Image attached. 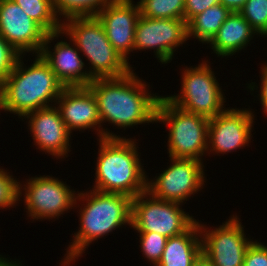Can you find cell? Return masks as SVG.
<instances>
[{"instance_id":"cell-1","label":"cell","mask_w":267,"mask_h":266,"mask_svg":"<svg viewBox=\"0 0 267 266\" xmlns=\"http://www.w3.org/2000/svg\"><path fill=\"white\" fill-rule=\"evenodd\" d=\"M133 71L118 78L94 79L87 86L97 101L101 123L109 121L125 129L137 124L156 122L160 96L149 95L147 85Z\"/></svg>"},{"instance_id":"cell-2","label":"cell","mask_w":267,"mask_h":266,"mask_svg":"<svg viewBox=\"0 0 267 266\" xmlns=\"http://www.w3.org/2000/svg\"><path fill=\"white\" fill-rule=\"evenodd\" d=\"M100 129V149L93 189L125 194L131 198L147 191L148 178L146 180L147 176L142 170L135 140L121 138Z\"/></svg>"},{"instance_id":"cell-3","label":"cell","mask_w":267,"mask_h":266,"mask_svg":"<svg viewBox=\"0 0 267 266\" xmlns=\"http://www.w3.org/2000/svg\"><path fill=\"white\" fill-rule=\"evenodd\" d=\"M20 59L0 85V110L24 117L34 110L50 107L49 102L53 99L56 102L65 87L39 54L26 69Z\"/></svg>"},{"instance_id":"cell-4","label":"cell","mask_w":267,"mask_h":266,"mask_svg":"<svg viewBox=\"0 0 267 266\" xmlns=\"http://www.w3.org/2000/svg\"><path fill=\"white\" fill-rule=\"evenodd\" d=\"M77 195L87 203L83 210L80 208V230L74 235L73 242L68 247L63 265H69L71 261H75V258L85 251L86 246L97 238L126 223L131 226L132 198L130 196L95 189L91 190L90 194L80 192Z\"/></svg>"},{"instance_id":"cell-5","label":"cell","mask_w":267,"mask_h":266,"mask_svg":"<svg viewBox=\"0 0 267 266\" xmlns=\"http://www.w3.org/2000/svg\"><path fill=\"white\" fill-rule=\"evenodd\" d=\"M65 20L66 23H62V33L69 35L73 45L90 61L93 70L88 72L93 79L118 78L132 71L128 61L109 42L97 16Z\"/></svg>"},{"instance_id":"cell-6","label":"cell","mask_w":267,"mask_h":266,"mask_svg":"<svg viewBox=\"0 0 267 266\" xmlns=\"http://www.w3.org/2000/svg\"><path fill=\"white\" fill-rule=\"evenodd\" d=\"M158 121L166 122L170 127L169 157L201 161L204 152L208 151L207 117L186 112L165 97H160L156 110V122Z\"/></svg>"},{"instance_id":"cell-7","label":"cell","mask_w":267,"mask_h":266,"mask_svg":"<svg viewBox=\"0 0 267 266\" xmlns=\"http://www.w3.org/2000/svg\"><path fill=\"white\" fill-rule=\"evenodd\" d=\"M182 74L181 93L178 96L165 97L170 103L186 112L208 119L225 110V99L219 83L205 61L198 67L187 68Z\"/></svg>"},{"instance_id":"cell-8","label":"cell","mask_w":267,"mask_h":266,"mask_svg":"<svg viewBox=\"0 0 267 266\" xmlns=\"http://www.w3.org/2000/svg\"><path fill=\"white\" fill-rule=\"evenodd\" d=\"M179 205L177 202L157 199L147 191L140 193L132 198L131 227L138 232H157L167 238L180 235L196 220Z\"/></svg>"},{"instance_id":"cell-9","label":"cell","mask_w":267,"mask_h":266,"mask_svg":"<svg viewBox=\"0 0 267 266\" xmlns=\"http://www.w3.org/2000/svg\"><path fill=\"white\" fill-rule=\"evenodd\" d=\"M172 165L155 181H147V192L165 201L183 203L204 184L203 164L195 159L170 157Z\"/></svg>"},{"instance_id":"cell-10","label":"cell","mask_w":267,"mask_h":266,"mask_svg":"<svg viewBox=\"0 0 267 266\" xmlns=\"http://www.w3.org/2000/svg\"><path fill=\"white\" fill-rule=\"evenodd\" d=\"M238 219L233 216L211 231H207L199 223L201 236L203 235V238L200 237L202 254L212 266H243L246 251L253 241L245 238L244 228Z\"/></svg>"},{"instance_id":"cell-11","label":"cell","mask_w":267,"mask_h":266,"mask_svg":"<svg viewBox=\"0 0 267 266\" xmlns=\"http://www.w3.org/2000/svg\"><path fill=\"white\" fill-rule=\"evenodd\" d=\"M188 40L187 22L182 19H157L140 15L135 31L134 50L156 49L161 63L172 60L174 49Z\"/></svg>"},{"instance_id":"cell-12","label":"cell","mask_w":267,"mask_h":266,"mask_svg":"<svg viewBox=\"0 0 267 266\" xmlns=\"http://www.w3.org/2000/svg\"><path fill=\"white\" fill-rule=\"evenodd\" d=\"M26 186V188H25ZM57 178L40 176L24 185L25 204L29 217L51 219L60 216L77 203L75 193ZM76 202V203H75Z\"/></svg>"},{"instance_id":"cell-13","label":"cell","mask_w":267,"mask_h":266,"mask_svg":"<svg viewBox=\"0 0 267 266\" xmlns=\"http://www.w3.org/2000/svg\"><path fill=\"white\" fill-rule=\"evenodd\" d=\"M47 34L13 0H0V35L21 55L39 54Z\"/></svg>"},{"instance_id":"cell-14","label":"cell","mask_w":267,"mask_h":266,"mask_svg":"<svg viewBox=\"0 0 267 266\" xmlns=\"http://www.w3.org/2000/svg\"><path fill=\"white\" fill-rule=\"evenodd\" d=\"M253 120L251 111L233 108L210 118L207 150L224 154L245 147L251 139Z\"/></svg>"},{"instance_id":"cell-15","label":"cell","mask_w":267,"mask_h":266,"mask_svg":"<svg viewBox=\"0 0 267 266\" xmlns=\"http://www.w3.org/2000/svg\"><path fill=\"white\" fill-rule=\"evenodd\" d=\"M139 17V5L138 3L134 5L132 0H113L97 15L109 42L126 61L129 60L127 57L129 52L134 50V37Z\"/></svg>"},{"instance_id":"cell-16","label":"cell","mask_w":267,"mask_h":266,"mask_svg":"<svg viewBox=\"0 0 267 266\" xmlns=\"http://www.w3.org/2000/svg\"><path fill=\"white\" fill-rule=\"evenodd\" d=\"M61 33L62 30L47 34L39 55L64 87H87L94 79L88 71L82 70L84 62L79 57L77 47L73 48L70 43L61 41L55 44L53 53L49 51L48 44Z\"/></svg>"},{"instance_id":"cell-17","label":"cell","mask_w":267,"mask_h":266,"mask_svg":"<svg viewBox=\"0 0 267 266\" xmlns=\"http://www.w3.org/2000/svg\"><path fill=\"white\" fill-rule=\"evenodd\" d=\"M25 117L29 119L30 131L38 148L56 157H63L68 153L71 132L56 106L34 110Z\"/></svg>"},{"instance_id":"cell-18","label":"cell","mask_w":267,"mask_h":266,"mask_svg":"<svg viewBox=\"0 0 267 266\" xmlns=\"http://www.w3.org/2000/svg\"><path fill=\"white\" fill-rule=\"evenodd\" d=\"M57 100L61 118L70 132L102 126L97 101L88 87H65Z\"/></svg>"},{"instance_id":"cell-19","label":"cell","mask_w":267,"mask_h":266,"mask_svg":"<svg viewBox=\"0 0 267 266\" xmlns=\"http://www.w3.org/2000/svg\"><path fill=\"white\" fill-rule=\"evenodd\" d=\"M200 236L199 222L196 221L186 232L167 238L156 266H192L202 254Z\"/></svg>"},{"instance_id":"cell-20","label":"cell","mask_w":267,"mask_h":266,"mask_svg":"<svg viewBox=\"0 0 267 266\" xmlns=\"http://www.w3.org/2000/svg\"><path fill=\"white\" fill-rule=\"evenodd\" d=\"M255 33L240 13H231L209 43L218 56L234 55L245 48Z\"/></svg>"},{"instance_id":"cell-21","label":"cell","mask_w":267,"mask_h":266,"mask_svg":"<svg viewBox=\"0 0 267 266\" xmlns=\"http://www.w3.org/2000/svg\"><path fill=\"white\" fill-rule=\"evenodd\" d=\"M231 12L218 3L196 15L188 24V38L196 37L202 43H209Z\"/></svg>"},{"instance_id":"cell-22","label":"cell","mask_w":267,"mask_h":266,"mask_svg":"<svg viewBox=\"0 0 267 266\" xmlns=\"http://www.w3.org/2000/svg\"><path fill=\"white\" fill-rule=\"evenodd\" d=\"M48 34L62 30V24L54 11L53 0H13Z\"/></svg>"},{"instance_id":"cell-23","label":"cell","mask_w":267,"mask_h":266,"mask_svg":"<svg viewBox=\"0 0 267 266\" xmlns=\"http://www.w3.org/2000/svg\"><path fill=\"white\" fill-rule=\"evenodd\" d=\"M113 0H53L56 16L65 18L93 17ZM59 13V15H58Z\"/></svg>"},{"instance_id":"cell-24","label":"cell","mask_w":267,"mask_h":266,"mask_svg":"<svg viewBox=\"0 0 267 266\" xmlns=\"http://www.w3.org/2000/svg\"><path fill=\"white\" fill-rule=\"evenodd\" d=\"M137 3L144 17L184 20L185 0H140Z\"/></svg>"},{"instance_id":"cell-25","label":"cell","mask_w":267,"mask_h":266,"mask_svg":"<svg viewBox=\"0 0 267 266\" xmlns=\"http://www.w3.org/2000/svg\"><path fill=\"white\" fill-rule=\"evenodd\" d=\"M239 13L257 34L267 35V0H247Z\"/></svg>"},{"instance_id":"cell-26","label":"cell","mask_w":267,"mask_h":266,"mask_svg":"<svg viewBox=\"0 0 267 266\" xmlns=\"http://www.w3.org/2000/svg\"><path fill=\"white\" fill-rule=\"evenodd\" d=\"M138 233H140V244L143 254L156 266L161 259L167 237L157 232Z\"/></svg>"},{"instance_id":"cell-27","label":"cell","mask_w":267,"mask_h":266,"mask_svg":"<svg viewBox=\"0 0 267 266\" xmlns=\"http://www.w3.org/2000/svg\"><path fill=\"white\" fill-rule=\"evenodd\" d=\"M12 175H8L7 171L0 169V208L12 207L15 202L20 199L21 187Z\"/></svg>"},{"instance_id":"cell-28","label":"cell","mask_w":267,"mask_h":266,"mask_svg":"<svg viewBox=\"0 0 267 266\" xmlns=\"http://www.w3.org/2000/svg\"><path fill=\"white\" fill-rule=\"evenodd\" d=\"M21 54L0 35V85L14 69Z\"/></svg>"},{"instance_id":"cell-29","label":"cell","mask_w":267,"mask_h":266,"mask_svg":"<svg viewBox=\"0 0 267 266\" xmlns=\"http://www.w3.org/2000/svg\"><path fill=\"white\" fill-rule=\"evenodd\" d=\"M243 266H267V246L252 242L246 251Z\"/></svg>"},{"instance_id":"cell-30","label":"cell","mask_w":267,"mask_h":266,"mask_svg":"<svg viewBox=\"0 0 267 266\" xmlns=\"http://www.w3.org/2000/svg\"><path fill=\"white\" fill-rule=\"evenodd\" d=\"M218 3L220 0H185L184 20L188 24L196 15Z\"/></svg>"},{"instance_id":"cell-31","label":"cell","mask_w":267,"mask_h":266,"mask_svg":"<svg viewBox=\"0 0 267 266\" xmlns=\"http://www.w3.org/2000/svg\"><path fill=\"white\" fill-rule=\"evenodd\" d=\"M262 83H261V87H260V90H261V94H260V100H261V104L263 106V109H264V113H267V65L264 66L262 68Z\"/></svg>"},{"instance_id":"cell-32","label":"cell","mask_w":267,"mask_h":266,"mask_svg":"<svg viewBox=\"0 0 267 266\" xmlns=\"http://www.w3.org/2000/svg\"><path fill=\"white\" fill-rule=\"evenodd\" d=\"M247 0H220V4L226 7L231 13H239Z\"/></svg>"},{"instance_id":"cell-33","label":"cell","mask_w":267,"mask_h":266,"mask_svg":"<svg viewBox=\"0 0 267 266\" xmlns=\"http://www.w3.org/2000/svg\"><path fill=\"white\" fill-rule=\"evenodd\" d=\"M192 266H212V264L203 254H201Z\"/></svg>"},{"instance_id":"cell-34","label":"cell","mask_w":267,"mask_h":266,"mask_svg":"<svg viewBox=\"0 0 267 266\" xmlns=\"http://www.w3.org/2000/svg\"><path fill=\"white\" fill-rule=\"evenodd\" d=\"M0 266H21L18 263L14 262H10L9 260H7L6 258H1L0 259Z\"/></svg>"}]
</instances>
